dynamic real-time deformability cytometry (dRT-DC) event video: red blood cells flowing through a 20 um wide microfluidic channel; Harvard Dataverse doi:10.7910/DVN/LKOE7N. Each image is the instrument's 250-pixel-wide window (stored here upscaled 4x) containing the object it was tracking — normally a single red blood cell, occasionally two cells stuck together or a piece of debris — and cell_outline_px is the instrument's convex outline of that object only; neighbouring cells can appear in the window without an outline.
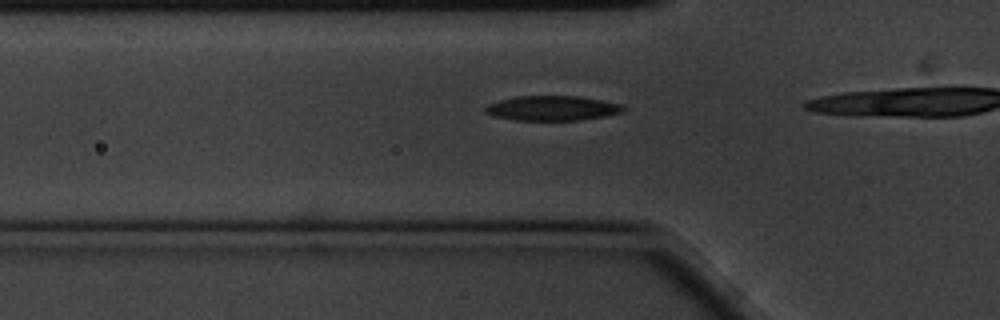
{"species": "common noctule bat (a hibernating species)", "species_latin": "Nyctalus noctula", "temperature_condition": "cold", "stored_images_in_passage": 18, "camera_frame_rate_fps": 3000, "um_per_image_px": 0.085, "animal": {"sex": "male", "body_mass_g": 20.1, "forearm_length_mm": 53.5}, "frame": {"image": 1, "passage_image": 14, "time_ms": 4.333, "image_size_px": [1000, 320], "cell_outline_px": [[624, 112], [604, 116], [576, 120], [516, 120], [496, 116], [484, 112], [484, 108], [488, 104], [500, 100], [516, 96], [576, 96], [600, 100], [620, 104], [624, 108]], "centroid_in_image_um": [46.91, 9.19], "position_along_channel_um": 78.9, "area_um2": 19.65}}
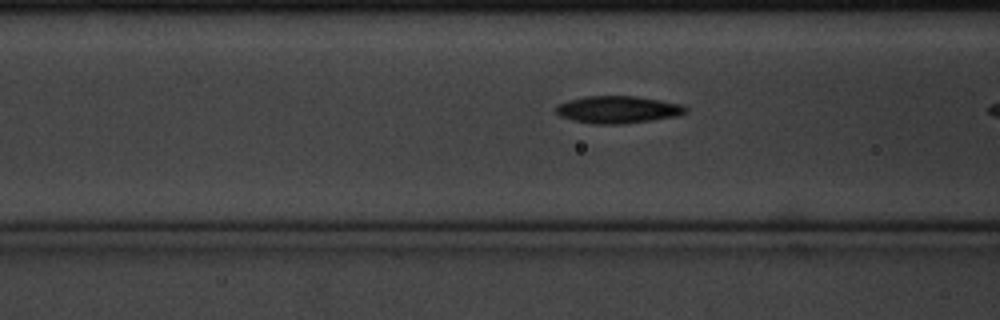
{"frame": {"image": 2, "passage_image": 17, "time_ms": 5.333, "image_size_px": [1000, 320], "cell_outline_px": [[688, 112], [676, 116], [652, 120], [620, 124], [592, 124], [572, 120], [560, 116], [556, 112], [556, 104], [568, 100], [584, 96], [636, 96], [660, 100], [680, 104], [688, 108]], "centroid_in_image_um": [52.49, 9.31], "position_along_channel_um": 114.1, "area_um2": 20.69}}